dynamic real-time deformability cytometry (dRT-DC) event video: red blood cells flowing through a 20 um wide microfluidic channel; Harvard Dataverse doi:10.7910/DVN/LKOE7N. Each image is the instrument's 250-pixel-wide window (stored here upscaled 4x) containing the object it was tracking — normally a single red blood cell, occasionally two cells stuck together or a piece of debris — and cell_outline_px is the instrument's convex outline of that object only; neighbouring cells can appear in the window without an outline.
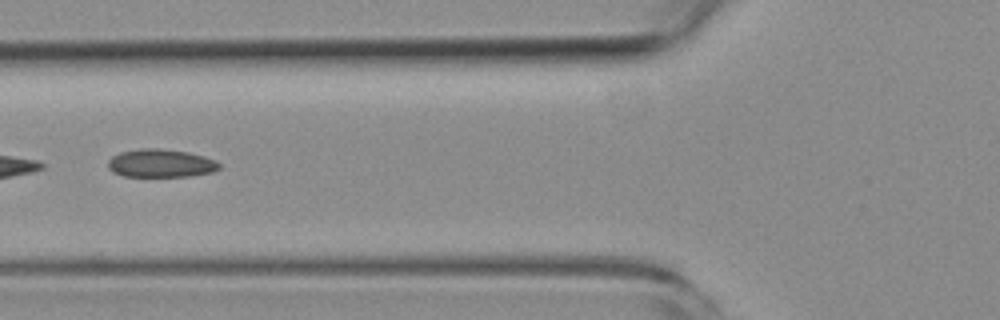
{"species": "common noctule bat (a hibernating species)", "species_latin": "Nyctalus noctula", "temperature_condition": "room temperature", "stored_images_in_passage": 9, "camera_frame_rate_fps": 3000, "um_per_image_px": 0.085, "animal": {"sex": "female", "body_mass_g": 19.3, "forearm_length_mm": 54.1}, "frame": {"image": 1, "passage_image": 6, "time_ms": 6.0, "image_size_px": [1000, 320], "cell_outline_px": [[220, 168], [212, 172], [188, 176], [124, 176], [112, 172], [108, 168], [108, 160], [112, 156], [120, 152], [140, 148], [160, 148], [188, 152], [204, 156], [216, 160], [220, 164]], "centroid_in_image_um": [13.65, 13.87], "position_along_channel_um": 112.1, "area_um2": 18.32}}
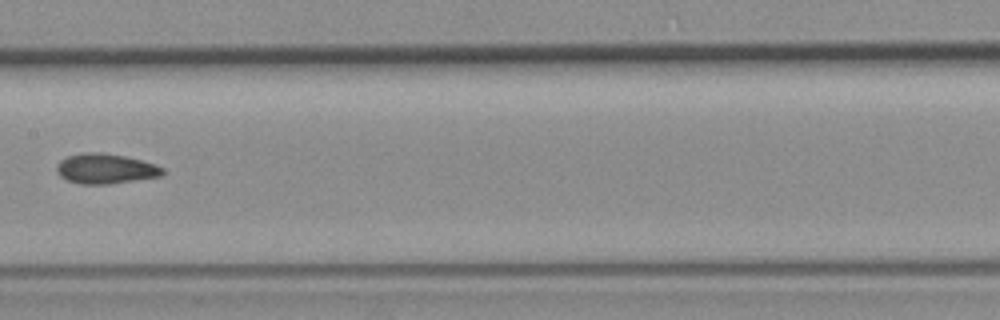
{"frame": {"image": 2, "passage_image": 8, "time_ms": 8.333, "image_size_px": [1000, 320], "cell_outline_px": [[164, 176], [108, 184], [80, 184], [68, 180], [60, 176], [56, 172], [56, 164], [60, 160], [68, 156], [84, 152], [100, 152], [124, 156], [156, 164], [164, 168]], "centroid_in_image_um": [8.97, 14.34], "position_along_channel_um": 198.4, "area_um2": 18.67}}
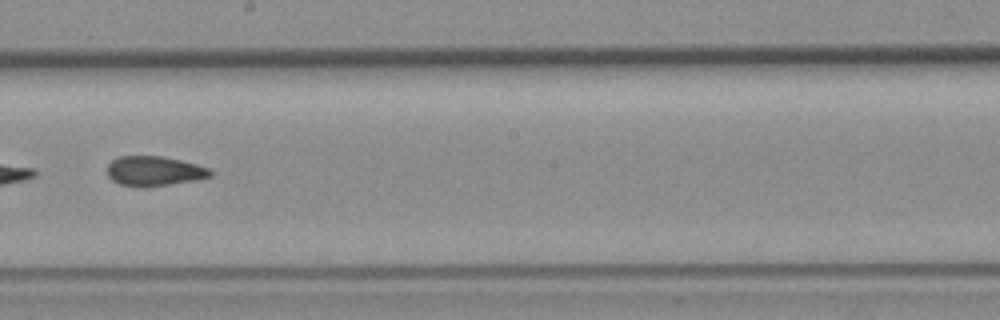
{"frame": {"image": 3, "passage_image": 9, "time_ms": 9.333, "image_size_px": [1000, 320], "cell_outline_px": [[212, 176], [196, 180], [168, 184], [120, 184], [112, 180], [108, 176], [108, 164], [112, 160], [120, 156], [160, 156], [180, 160], [196, 164], [208, 168], [212, 172]], "centroid_in_image_um": [13.13, 14.5], "position_along_channel_um": 235.1, "area_um2": 17.11}}